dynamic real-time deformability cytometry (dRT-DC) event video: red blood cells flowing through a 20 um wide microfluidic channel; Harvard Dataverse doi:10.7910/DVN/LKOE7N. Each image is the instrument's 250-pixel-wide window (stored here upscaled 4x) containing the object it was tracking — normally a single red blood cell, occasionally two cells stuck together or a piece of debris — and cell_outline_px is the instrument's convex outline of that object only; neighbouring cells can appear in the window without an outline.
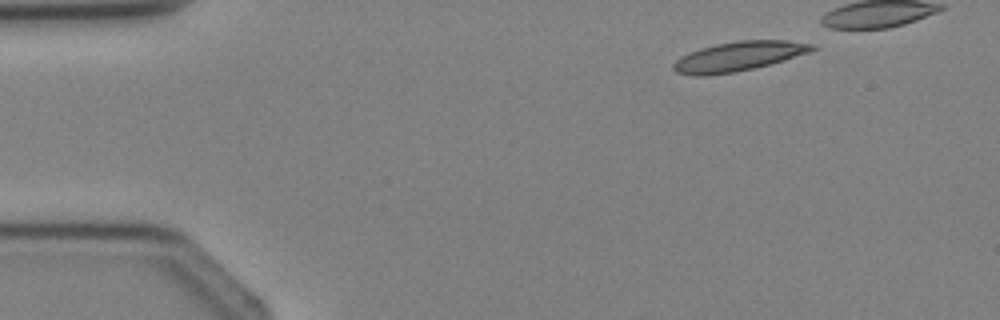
{"species": "Egyptian fruit bat (a non-hibernating species)", "species_latin": "Rousettus aegyptiacus", "temperature_condition": "cold", "stored_images_in_passage": 5, "camera_frame_rate_fps": 3000, "um_per_image_px": 0.085, "animal": {"sex": "female"}, "frame": {"image": 1, "passage_image": 1, "time_ms": 0.0, "image_size_px": [1000, 320], "cell_outline_px": [[820, 48], [812, 52], [784, 60], [752, 68], [732, 72], [704, 76], [692, 76], [676, 72], [672, 68], [672, 64], [676, 60], [700, 48], [716, 44], [740, 40], [788, 40], [816, 44]], "centroid_in_image_um": [62.85, 4.78], "position_along_channel_um": 22.2, "area_um2": 23.81}}
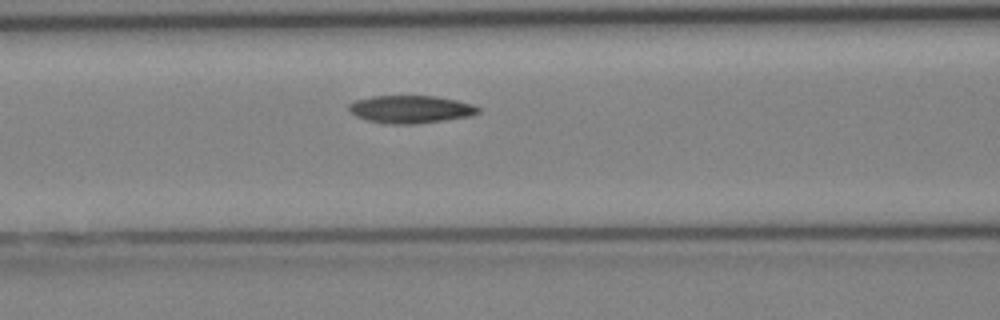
{"frame": {"image": 2, "passage_image": 5, "time_ms": 4.667, "image_size_px": [1000, 320], "cell_outline_px": [[480, 112], [472, 116], [444, 120], [412, 124], [392, 124], [368, 120], [356, 116], [348, 108], [348, 104], [352, 100], [372, 96], [436, 96], [456, 100], [472, 104], [480, 108]], "centroid_in_image_um": [34.9, 9.28], "position_along_channel_um": 131.7, "area_um2": 20.87}}